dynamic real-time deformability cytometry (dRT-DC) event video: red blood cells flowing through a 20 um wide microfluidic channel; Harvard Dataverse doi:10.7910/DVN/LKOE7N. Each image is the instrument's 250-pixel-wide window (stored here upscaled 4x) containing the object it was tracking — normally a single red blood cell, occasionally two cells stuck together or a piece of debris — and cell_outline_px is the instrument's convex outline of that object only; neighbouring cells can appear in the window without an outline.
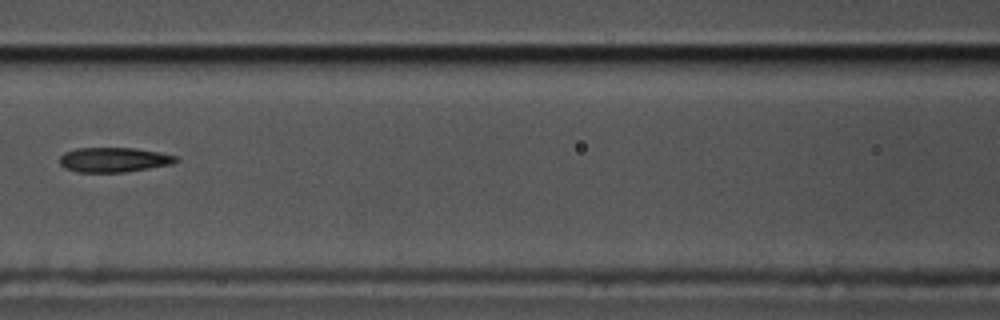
{"species": "common noctule bat (a hibernating species)", "species_latin": "Nyctalus noctula", "temperature_condition": "cold", "stored_images_in_passage": 4, "camera_frame_rate_fps": 3000, "um_per_image_px": 0.085, "animal": {"sex": "male", "body_mass_g": 17.5, "forearm_length_mm": 52.3}, "frame": {"image": 1, "passage_image": 4, "time_ms": 1.0, "image_size_px": [1000, 320], "cell_outline_px": [[180, 160], [172, 164], [124, 172], [76, 172], [64, 168], [60, 164], [60, 156], [64, 152], [76, 148], [136, 148], [160, 152], [176, 156]], "centroid_in_image_um": [9.66, 13.57], "position_along_channel_um": 156.9, "area_um2": 16.82}}